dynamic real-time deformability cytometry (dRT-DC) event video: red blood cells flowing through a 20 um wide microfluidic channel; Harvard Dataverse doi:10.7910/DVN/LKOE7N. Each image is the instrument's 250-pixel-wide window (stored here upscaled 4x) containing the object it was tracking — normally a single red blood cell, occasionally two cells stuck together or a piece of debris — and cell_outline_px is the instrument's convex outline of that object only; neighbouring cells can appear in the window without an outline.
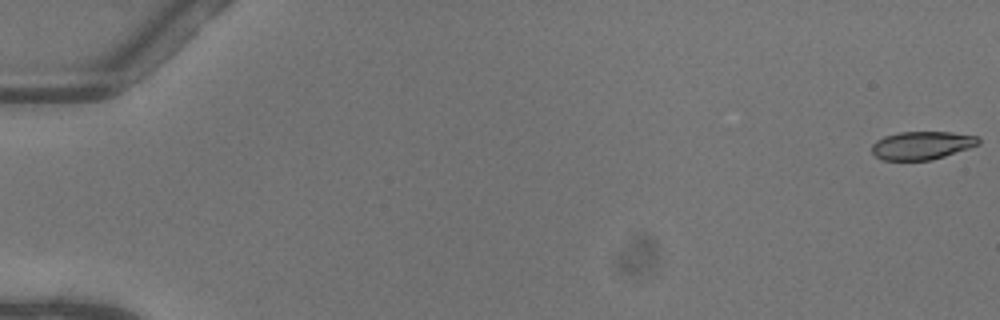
{"species": "common noctule bat (a hibernating species)", "species_latin": "Nyctalus noctula", "temperature_condition": "warm", "stored_images_in_passage": 47, "camera_frame_rate_fps": 3000, "um_per_image_px": 0.085, "animal": {"sex": "female"}, "frame": {"image": 1, "passage_image": 1, "time_ms": 0.0, "image_size_px": [1000, 320], "cell_outline_px": [[980, 144], [932, 160], [880, 160], [872, 152], [872, 144], [876, 140], [884, 136], [900, 132], [952, 132], [976, 136], [980, 140]], "centroid_in_image_um": [78.33, 12.36], "position_along_channel_um": 6.7, "area_um2": 17.46}}
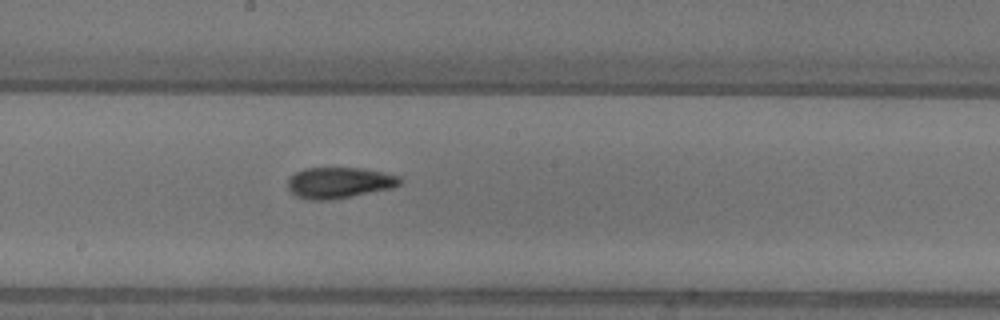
{"frame": {"image": 2, "passage_image": 30, "time_ms": 9.667, "image_size_px": [1000, 320], "cell_outline_px": [[404, 180], [400, 184], [392, 188], [332, 200], [312, 200], [296, 196], [288, 188], [288, 180], [296, 172], [304, 168], [360, 168], [384, 172], [400, 176]], "centroid_in_image_um": [28.86, 15.53], "position_along_channel_um": 219.3, "area_um2": 20.29}}
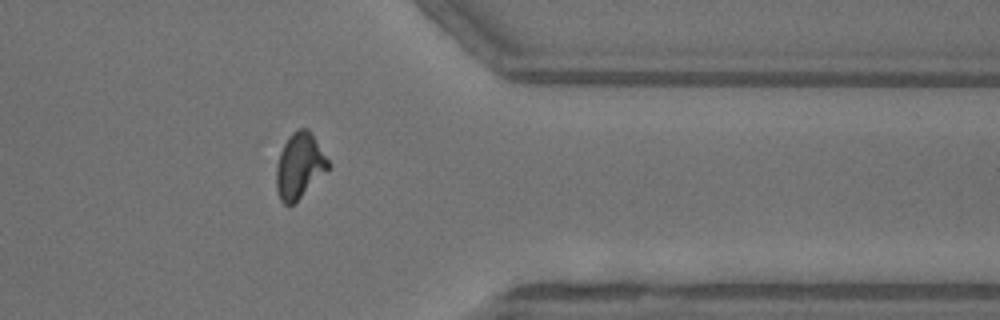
{"frame": {"image": 3, "passage_image": 43, "time_ms": 14.0, "image_size_px": [1000, 320], "cell_outline_px": [[332, 164], [288, 208], [280, 200], [276, 188], [276, 168], [280, 152], [288, 136], [292, 132], [300, 128], [308, 128]], "centroid_in_image_um": [25.43, 14.06], "position_along_channel_um": 386.0, "area_um2": 19.48}}